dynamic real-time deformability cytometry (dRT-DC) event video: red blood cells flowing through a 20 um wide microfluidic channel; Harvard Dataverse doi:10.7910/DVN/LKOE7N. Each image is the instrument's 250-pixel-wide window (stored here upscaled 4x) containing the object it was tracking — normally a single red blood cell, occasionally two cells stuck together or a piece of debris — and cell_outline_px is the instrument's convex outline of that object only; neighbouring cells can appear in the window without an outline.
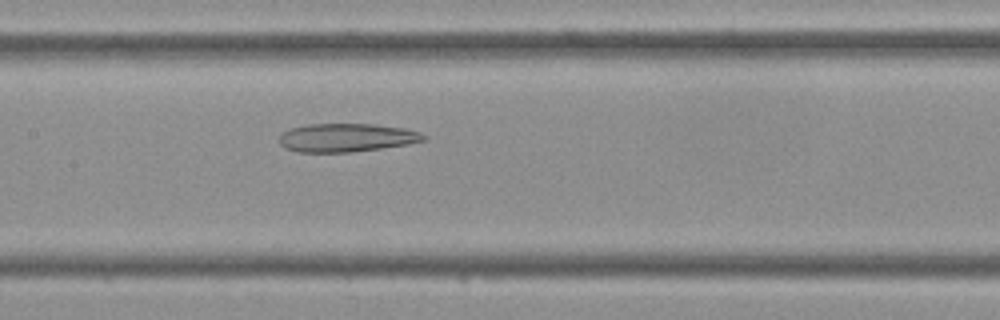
{"species": "Egyptian fruit bat (a non-hibernating species)", "species_latin": "Rousettus aegyptiacus", "temperature_condition": "cold", "stored_images_in_passage": 31, "camera_frame_rate_fps": 3000, "um_per_image_px": 0.085, "frame": {"image": 1, "passage_image": 8, "time_ms": 2.333, "image_size_px": [1000, 320], "cell_outline_px": [[428, 140], [408, 144], [352, 152], [296, 152], [284, 148], [280, 144], [280, 132], [292, 128], [308, 124], [376, 124], [404, 128], [420, 132], [428, 136]], "centroid_in_image_um": [29.47, 11.7], "position_along_channel_um": 177.9, "area_um2": 24.1}}
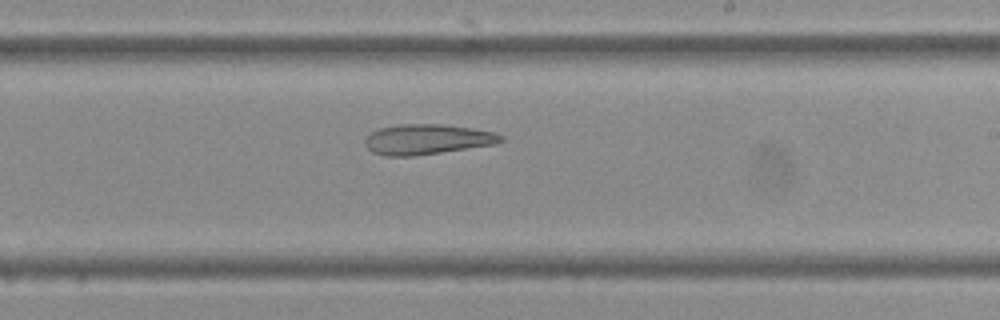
{"frame": {"image": 2, "passage_image": 13, "time_ms": 4.0, "image_size_px": [1000, 320], "cell_outline_px": [[504, 140], [496, 144], [416, 156], [384, 156], [372, 152], [364, 144], [364, 140], [372, 132], [380, 128], [400, 124], [440, 124], [472, 128], [496, 132], [504, 136]], "centroid_in_image_um": [36.33, 11.85], "position_along_channel_um": 252.7, "area_um2": 24.04}}
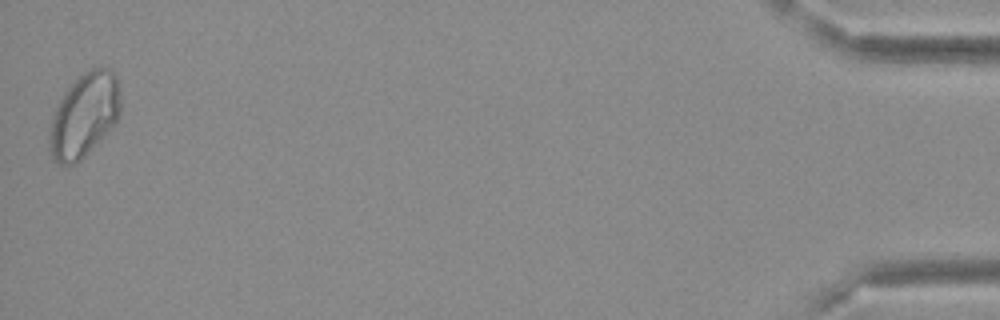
{"frame": {"image": 3, "passage_image": 31, "time_ms": 10.0, "image_size_px": [1000, 320], "cell_outline_px": [[120, 116], [116, 124], [76, 164], [60, 164], [52, 160], [48, 148], [48, 136], [52, 120], [56, 108], [64, 92], [72, 80], [84, 72], [92, 68], [112, 68], [120, 80]], "centroid_in_image_um": [7.18, 9.77], "position_along_channel_um": 428.0, "area_um2": 35.37}}